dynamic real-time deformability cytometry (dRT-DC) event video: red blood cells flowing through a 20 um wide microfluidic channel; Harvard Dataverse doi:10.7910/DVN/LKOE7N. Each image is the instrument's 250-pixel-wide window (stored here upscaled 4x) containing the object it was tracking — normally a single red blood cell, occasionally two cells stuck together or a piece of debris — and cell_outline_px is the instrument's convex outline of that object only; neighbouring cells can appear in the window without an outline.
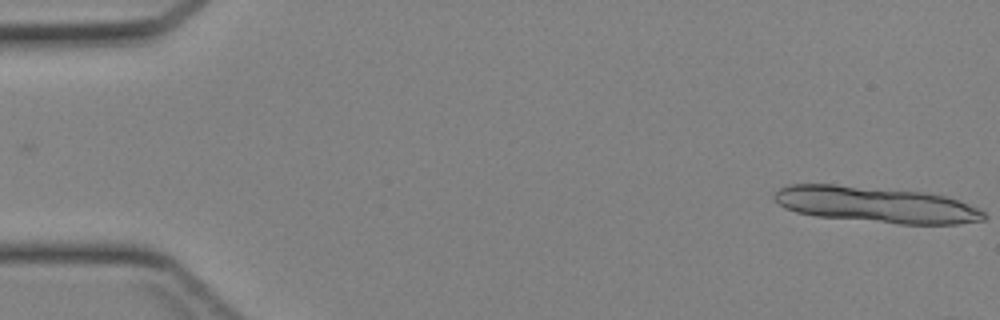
{"species": "Egyptian fruit bat (a non-hibernating species)", "species_latin": "Rousettus aegyptiacus", "temperature_condition": "cold", "stored_images_in_passage": 5, "camera_frame_rate_fps": 3000, "um_per_image_px": 0.085, "animal": {"sex": "female"}, "frame": {"image": 1, "passage_image": 2, "time_ms": 0.333, "image_size_px": [1000, 320], "cell_outline_px": [[880, 216], [868, 216], [808, 212], [812, 188], [844, 188], [864, 192]], "centroid_in_image_um": [71.49, 17.19], "position_along_channel_um": 13.5, "area_um2": 11.21}}